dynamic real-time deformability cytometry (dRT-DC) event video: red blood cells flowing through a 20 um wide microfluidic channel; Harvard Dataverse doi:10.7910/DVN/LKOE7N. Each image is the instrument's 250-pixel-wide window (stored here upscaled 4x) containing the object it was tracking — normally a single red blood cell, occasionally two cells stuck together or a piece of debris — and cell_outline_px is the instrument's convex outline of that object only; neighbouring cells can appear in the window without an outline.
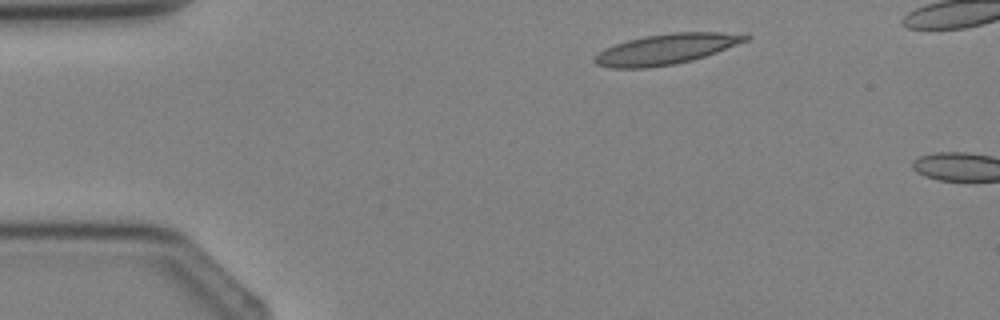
{"species": "Egyptian fruit bat (a non-hibernating species)", "species_latin": "Rousettus aegyptiacus", "temperature_condition": "cold", "stored_images_in_passage": 2, "camera_frame_rate_fps": 3000, "um_per_image_px": 0.085, "animal": {"sex": "female"}, "frame": {"image": 1, "passage_image": 1, "time_ms": 0.0, "image_size_px": [1000, 320], "cell_outline_px": [[752, 36], [748, 40], [716, 52], [692, 60], [672, 64], [648, 68], [612, 68], [596, 64], [592, 60], [604, 48], [628, 40], [644, 36], [672, 32], [720, 32]], "centroid_in_image_um": [56.59, 4.17], "position_along_channel_um": 28.4, "area_um2": 26.41}}